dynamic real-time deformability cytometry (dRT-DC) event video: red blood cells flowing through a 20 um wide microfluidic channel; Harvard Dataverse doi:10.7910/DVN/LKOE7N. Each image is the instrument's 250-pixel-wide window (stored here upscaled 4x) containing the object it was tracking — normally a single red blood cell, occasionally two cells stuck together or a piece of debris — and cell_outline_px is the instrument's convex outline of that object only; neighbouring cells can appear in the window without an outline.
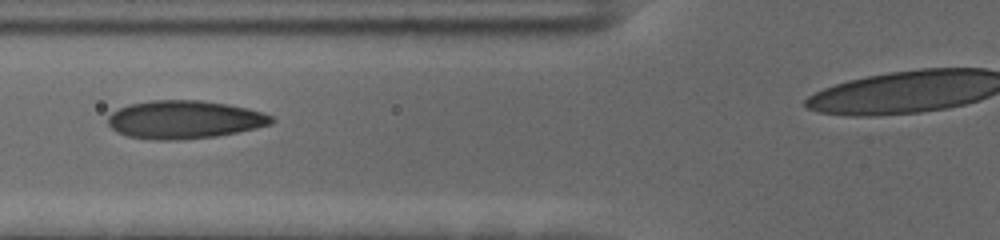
{"species": "human", "species_latin": "Homo sapiens", "temperature_condition": "cold", "stored_images_in_passage": 44, "camera_frame_rate_fps": 3000, "um_per_image_px": 0.085, "donor": {"sex": "female"}, "frame": {"image": 1, "passage_image": 15, "time_ms": 4.667, "image_size_px": [1000, 240], "cell_outline_px": [[276, 120], [272, 124], [256, 128], [216, 136], [180, 140], [152, 140], [128, 136], [116, 132], [108, 124], [108, 116], [112, 112], [128, 104], [152, 100], [200, 100], [228, 104], [248, 108], [272, 116]], "centroid_in_image_um": [15.66, 10.17], "position_along_channel_um": 110.1, "area_um2": 36.47}}
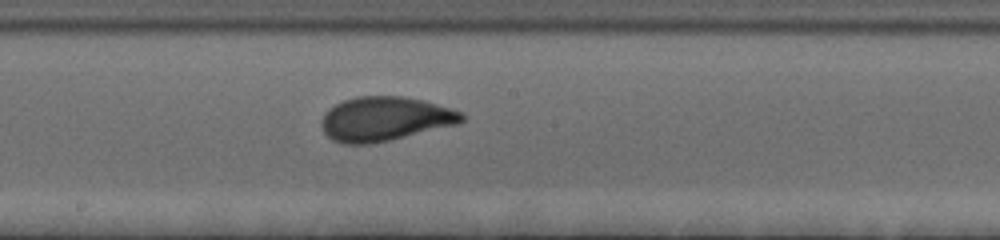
{"frame": {"image": 2, "passage_image": 24, "time_ms": 7.667, "image_size_px": [1000, 240], "cell_outline_px": [[464, 120], [460, 124], [388, 140], [368, 144], [344, 144], [332, 140], [324, 132], [320, 124], [324, 112], [328, 108], [344, 100], [356, 96], [404, 96], [424, 100], [452, 108], [464, 112]], "centroid_in_image_um": [32.73, 10.09], "position_along_channel_um": 215.5, "area_um2": 36.41}}
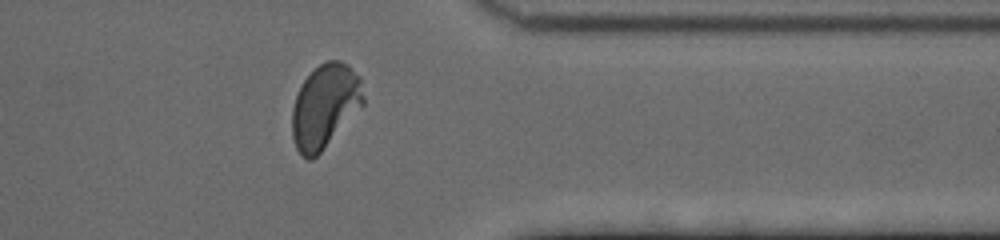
{"frame": {"image": 3, "passage_image": 39, "time_ms": 12.667, "image_size_px": [1000, 240], "cell_outline_px": [[364, 104], [324, 148], [312, 160], [308, 160], [296, 148], [292, 136], [292, 108], [296, 96], [304, 80], [320, 64], [328, 60], [340, 60], [348, 64], [360, 76], [364, 96]], "centroid_in_image_um": [27.63, 9.0], "position_along_channel_um": 383.8, "area_um2": 34.56}, "authors_computed_cell_mechanics": {"area_um2": 35.258, "velocity_mm_per_s": 3.5207, "shape_relaxation_time_tau1_ms": 3.3147, "shape_relaxation_time_tau2_ms": null, "deformation_change_tau1": 0.1442, "deformation_change_tau2": null}}